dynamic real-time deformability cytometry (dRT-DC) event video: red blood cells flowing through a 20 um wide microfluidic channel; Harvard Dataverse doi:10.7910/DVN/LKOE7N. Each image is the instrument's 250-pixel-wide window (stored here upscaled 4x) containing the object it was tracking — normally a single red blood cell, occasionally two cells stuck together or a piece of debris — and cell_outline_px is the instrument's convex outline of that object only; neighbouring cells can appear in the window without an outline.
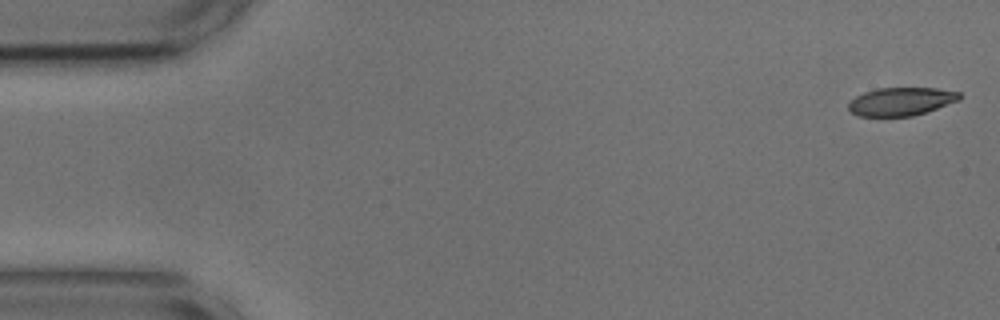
{"species": "common noctule bat (a hibernating species)", "species_latin": "Nyctalus noctula", "temperature_condition": "cold", "stored_images_in_passage": 14, "camera_frame_rate_fps": 3000, "um_per_image_px": 0.085, "animal": {"sex": "male", "body_mass_g": 17.9, "forearm_length_mm": 54.2}, "frame": {"image": 1, "passage_image": 1, "time_ms": 0.0, "image_size_px": [1000, 320], "cell_outline_px": [[960, 100], [912, 116], [860, 116], [852, 112], [848, 108], [848, 104], [856, 96], [864, 92], [876, 88], [936, 88], [960, 92]], "centroid_in_image_um": [76.58, 8.62], "position_along_channel_um": 8.4, "area_um2": 18.03}}
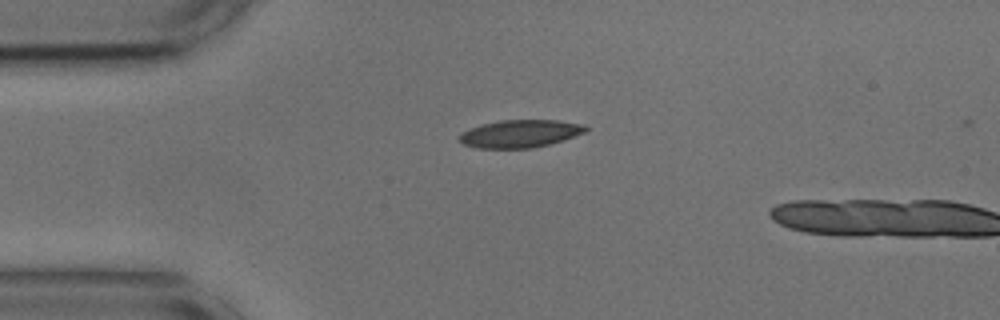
{"frame": {"image": 2, "passage_image": 12, "time_ms": 3.667, "image_size_px": [1000, 320], "cell_outline_px": [[588, 128], [584, 132], [548, 144], [532, 148], [476, 148], [464, 144], [460, 140], [460, 136], [464, 132], [472, 128], [484, 124], [500, 120], [556, 120], [584, 124]], "centroid_in_image_um": [44.21, 11.36], "position_along_channel_um": 40.8, "area_um2": 19.88}}